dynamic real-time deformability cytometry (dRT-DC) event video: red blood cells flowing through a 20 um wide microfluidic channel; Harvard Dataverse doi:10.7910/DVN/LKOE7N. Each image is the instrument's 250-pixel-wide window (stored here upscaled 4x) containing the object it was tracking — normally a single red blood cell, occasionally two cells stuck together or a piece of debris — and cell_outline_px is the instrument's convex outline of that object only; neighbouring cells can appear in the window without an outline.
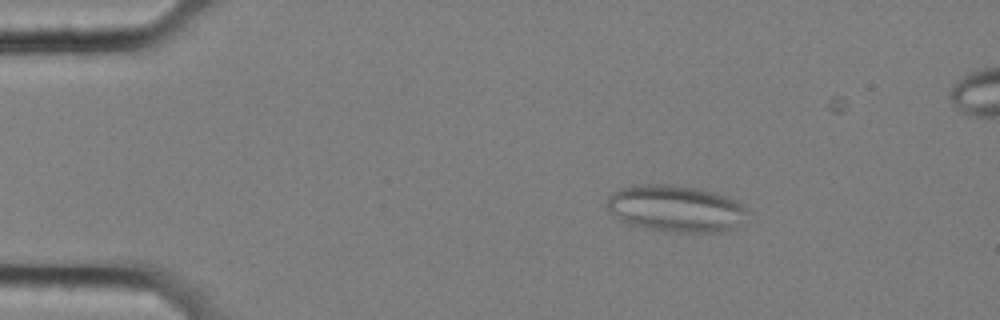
{"species": "common noctule bat (a hibernating species)", "species_latin": "Nyctalus noctula", "temperature_condition": "cold", "stored_images_in_passage": 56, "segment_of_instrument_passage": [1, 2], "camera_frame_rate_fps": 3000, "um_per_image_px": 0.085, "animal": {"sex": "female", "body_mass_g": 25.1}, "frame": {"image": 1, "passage_image": 9, "time_ms": 2.667, "image_size_px": [1000, 320], "cell_outline_px": [[752, 212], [736, 228], [724, 232], [672, 232], [648, 228], [628, 224], [620, 220], [604, 204], [608, 196], [612, 192], [620, 188], [640, 184], [664, 184], [696, 188], [716, 192], [736, 200], [744, 204]], "centroid_in_image_um": [57.5, 17.73], "position_along_channel_um": 27.5, "area_um2": 38.78}}